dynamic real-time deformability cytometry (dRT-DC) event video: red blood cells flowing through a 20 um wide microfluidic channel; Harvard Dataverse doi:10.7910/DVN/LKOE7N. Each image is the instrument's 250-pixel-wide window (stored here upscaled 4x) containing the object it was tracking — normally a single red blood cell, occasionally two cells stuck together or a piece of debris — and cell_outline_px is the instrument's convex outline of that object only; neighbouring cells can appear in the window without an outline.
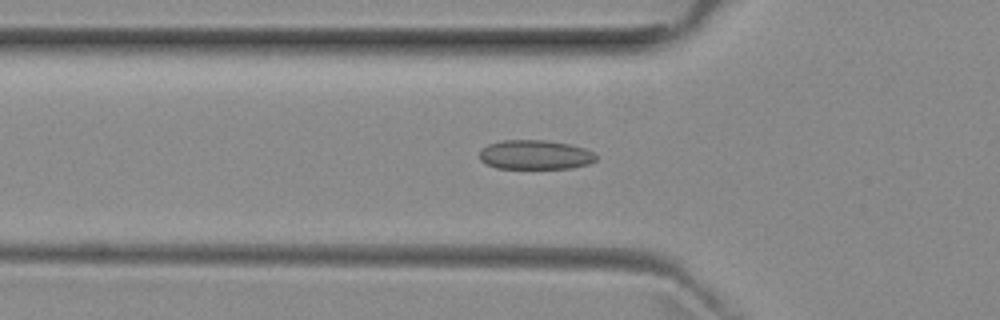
{"species": "common noctule bat (a hibernating species)", "species_latin": "Nyctalus noctula", "temperature_condition": "room temperature", "stored_images_in_passage": 52, "camera_frame_rate_fps": 3000, "um_per_image_px": 0.085, "animal": {"sex": "female", "body_mass_g": 29.2, "forearm_length_mm": 56.3}, "frame": {"image": 1, "passage_image": 17, "time_ms": 5.333, "image_size_px": [1000, 320], "cell_outline_px": [[596, 160], [588, 164], [572, 168], [496, 168], [480, 160], [480, 152], [488, 144], [500, 140], [544, 140], [572, 144], [584, 148], [592, 152], [596, 156]], "centroid_in_image_um": [45.5, 13.15], "position_along_channel_um": 80.3, "area_um2": 19.88}}
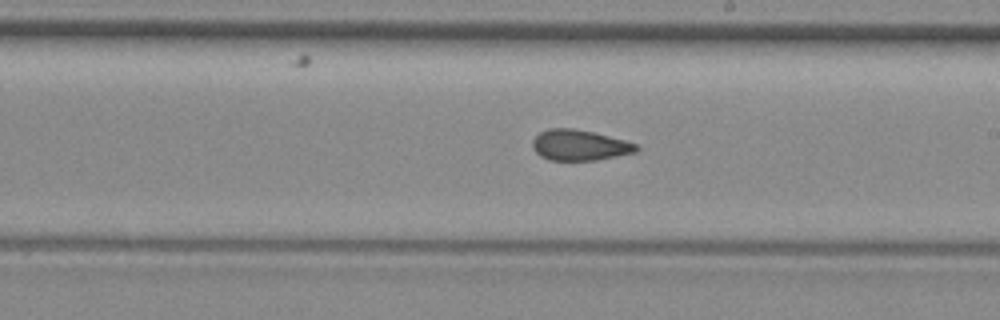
{"frame": {"image": 2, "passage_image": 29, "time_ms": 9.333, "image_size_px": [1000, 320], "cell_outline_px": [[640, 148], [636, 152], [596, 160], [548, 160], [540, 156], [532, 148], [532, 140], [540, 132], [548, 128], [572, 128], [592, 132], [624, 140], [636, 144]], "centroid_in_image_um": [49.23, 12.34], "position_along_channel_um": 239.8, "area_um2": 18.5}}
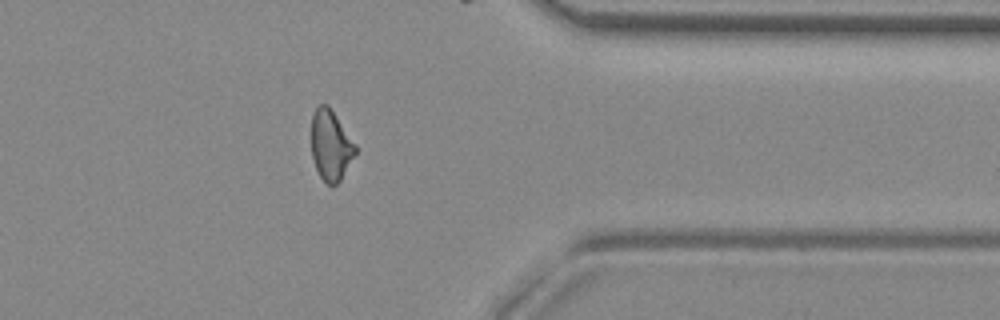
{"frame": {"image": 3, "passage_image": 41, "time_ms": 13.333, "image_size_px": [1000, 320], "cell_outline_px": [[356, 152], [340, 180], [332, 188], [320, 176], [316, 168], [312, 156], [312, 112], [320, 104], [328, 104], [356, 144]], "centroid_in_image_um": [28.11, 12.33], "position_along_channel_um": 383.3, "area_um2": 17.92}, "authors_computed_cell_mechanics": {"area_um2": 18.9006, "velocity_mm_per_s": 3.9743, "shape_relaxation_time_tau1_ms": null, "shape_relaxation_time_tau2_ms": 1.8824, "deformation_change_tau1": null, "deformation_change_tau2": 0.0659}}